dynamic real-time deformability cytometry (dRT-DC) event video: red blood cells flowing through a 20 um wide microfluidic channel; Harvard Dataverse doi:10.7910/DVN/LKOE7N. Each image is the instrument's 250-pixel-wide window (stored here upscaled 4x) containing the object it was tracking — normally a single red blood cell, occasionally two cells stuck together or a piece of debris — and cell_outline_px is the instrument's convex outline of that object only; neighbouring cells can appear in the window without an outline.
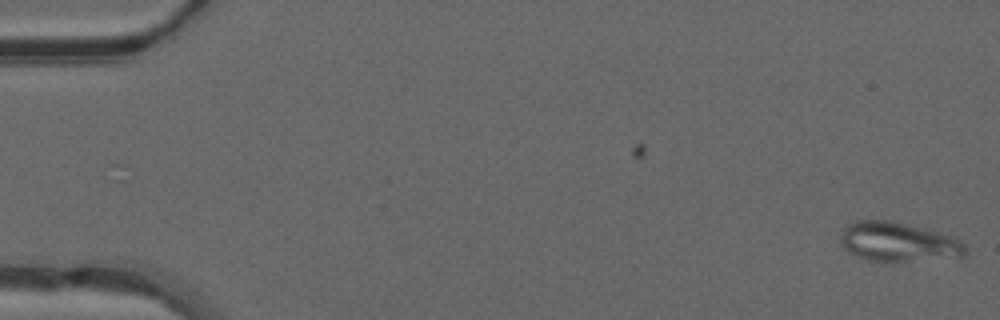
{"species": "common noctule bat (a hibernating species)", "species_latin": "Nyctalus noctula", "temperature_condition": "warm", "stored_images_in_passage": 6, "camera_frame_rate_fps": 3000, "um_per_image_px": 0.085, "animal": {"sex": "male", "forearm_length_mm": 52.5}, "frame": {"image": 1, "passage_image": 6, "time_ms": 1.667, "image_size_px": [1000, 320], "cell_outline_px": [[968, 256], [960, 260], [868, 260], [844, 248], [840, 240], [844, 228], [848, 224], [856, 220], [892, 220], [936, 232], [948, 236], [964, 244], [968, 248]], "centroid_in_image_um": [76.45, 20.58], "position_along_channel_um": 8.5, "area_um2": 28.5}}